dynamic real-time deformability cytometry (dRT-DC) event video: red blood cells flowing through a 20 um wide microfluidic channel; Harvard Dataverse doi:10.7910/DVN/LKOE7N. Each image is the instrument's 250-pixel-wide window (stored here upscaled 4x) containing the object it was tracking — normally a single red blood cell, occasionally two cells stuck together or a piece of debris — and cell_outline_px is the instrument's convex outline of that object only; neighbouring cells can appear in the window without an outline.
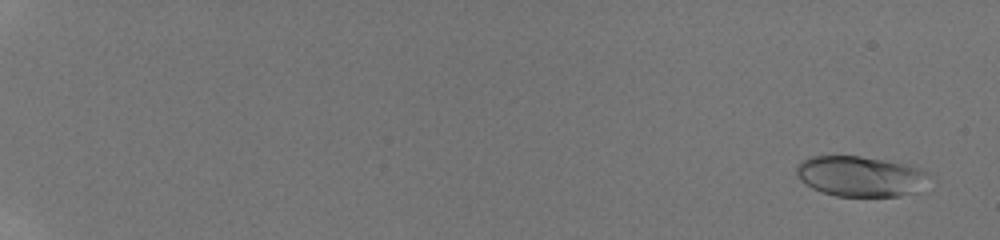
{"species": "human", "species_latin": "Homo sapiens", "temperature_condition": "room temperature", "stored_images_in_passage": 26, "camera_frame_rate_fps": 3000, "um_per_image_px": 0.085, "donor": {"sex": "male"}, "frame": {"image": 1, "passage_image": 2, "time_ms": 0.667, "image_size_px": [1000, 240], "cell_outline_px": [[928, 172], [916, 192], [900, 196], [836, 196], [812, 188], [804, 184], [800, 180], [796, 172], [796, 164], [812, 156], [860, 156], [912, 164]], "centroid_in_image_um": [73.09, 14.97], "position_along_channel_um": 11.9, "area_um2": 31.1}}
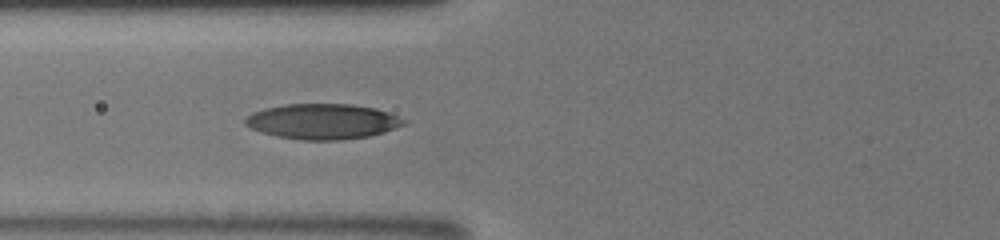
{"frame": {"image": 2, "passage_image": 16, "time_ms": 8.333, "image_size_px": [1000, 240], "cell_outline_px": [[408, 124], [384, 132], [368, 136], [340, 140], [300, 140], [276, 136], [260, 132], [244, 124], [244, 120], [252, 112], [264, 108], [284, 104], [352, 104], [376, 108], [388, 112], [408, 120]], "centroid_in_image_um": [27.45, 10.32], "position_along_channel_um": 98.4, "area_um2": 32.95}}
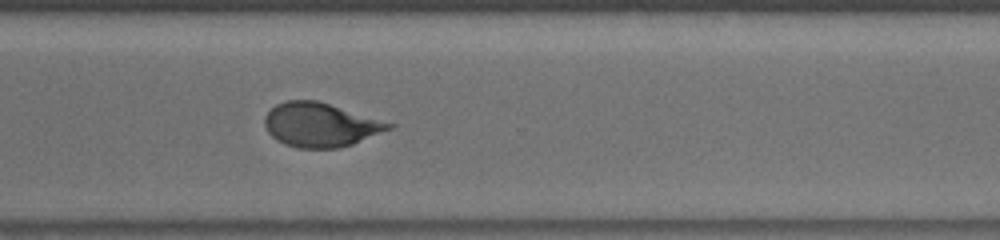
{"frame": {"image": 3, "passage_image": 26, "time_ms": 14.333, "image_size_px": [1000, 240], "cell_outline_px": [[396, 128], [352, 144], [336, 148], [296, 148], [284, 144], [276, 140], [268, 132], [264, 124], [264, 116], [276, 104], [288, 100], [316, 100], [396, 124]], "centroid_in_image_um": [27.25, 10.62], "position_along_channel_um": 343.3, "area_um2": 31.96}}